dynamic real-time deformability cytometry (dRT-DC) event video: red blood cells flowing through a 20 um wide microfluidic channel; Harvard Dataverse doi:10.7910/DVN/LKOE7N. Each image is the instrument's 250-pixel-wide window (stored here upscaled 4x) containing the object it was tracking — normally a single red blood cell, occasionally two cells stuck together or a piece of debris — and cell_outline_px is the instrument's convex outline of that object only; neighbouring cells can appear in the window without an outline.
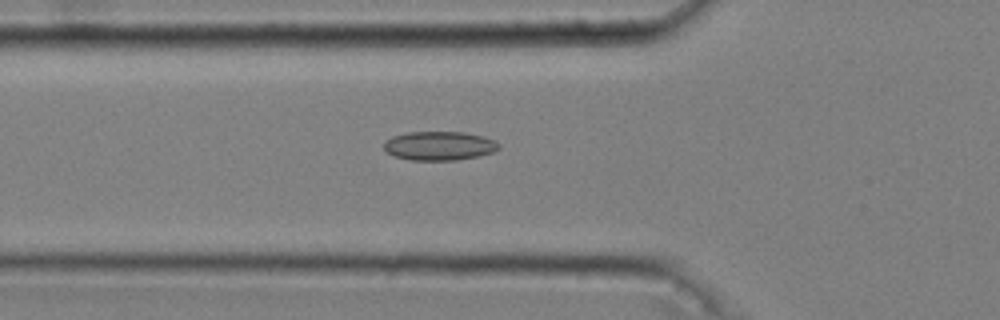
{"species": "common noctule bat (a hibernating species)", "species_latin": "Nyctalus noctula", "temperature_condition": "cold", "stored_images_in_passage": 36, "camera_frame_rate_fps": 3000, "um_per_image_px": 0.085, "animal": {"sex": "male", "body_mass_g": 20.4}, "frame": {"image": 1, "passage_image": 4, "time_ms": 1.0, "image_size_px": [1000, 320], "cell_outline_px": [[500, 148], [492, 152], [480, 156], [456, 160], [412, 160], [392, 156], [384, 148], [384, 144], [392, 136], [408, 132], [464, 132], [484, 136], [500, 144]], "centroid_in_image_um": [37.35, 12.4], "position_along_channel_um": 88.4, "area_um2": 19.36}}
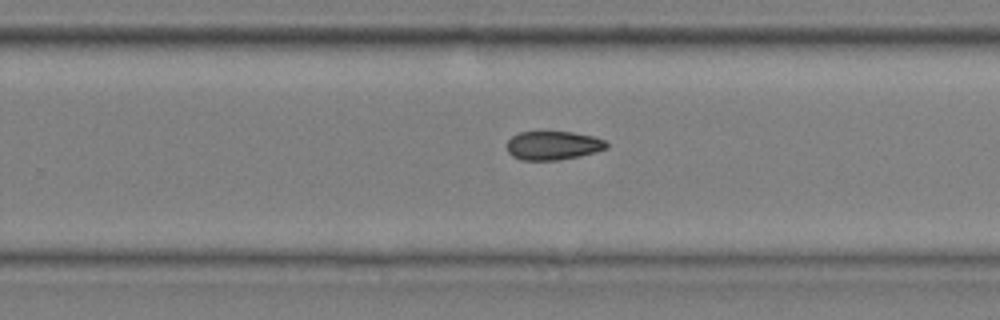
{"frame": {"image": 2, "passage_image": 20, "time_ms": 6.333, "image_size_px": [1000, 320], "cell_outline_px": [[608, 148], [596, 152], [580, 156], [556, 160], [520, 160], [512, 156], [508, 152], [508, 140], [512, 136], [520, 132], [572, 132], [592, 136], [604, 140], [608, 144]], "centroid_in_image_um": [47.02, 12.37], "position_along_channel_um": 282.8, "area_um2": 16.65}}
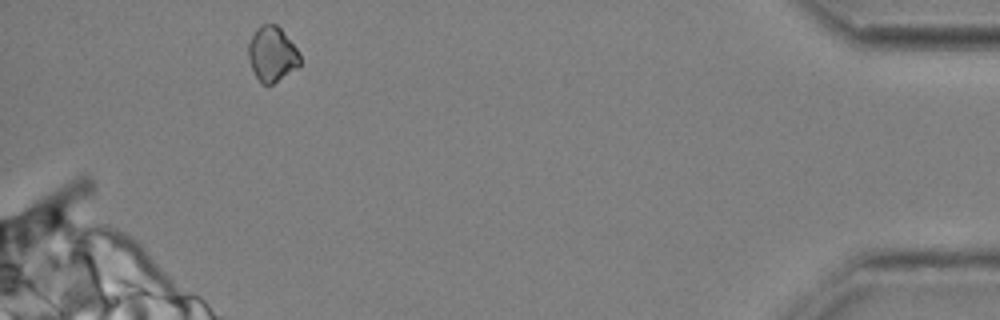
{"frame": {"image": 3, "passage_image": 35, "time_ms": 11.333, "image_size_px": [1000, 320], "cell_outline_px": [[300, 64], [296, 68], [272, 84], [264, 84], [256, 76], [252, 68], [248, 56], [248, 44], [252, 36], [264, 24], [276, 24], [280, 28], [296, 48], [300, 56]], "centroid_in_image_um": [23.12, 4.6], "position_along_channel_um": 412.1, "area_um2": 15.95}}